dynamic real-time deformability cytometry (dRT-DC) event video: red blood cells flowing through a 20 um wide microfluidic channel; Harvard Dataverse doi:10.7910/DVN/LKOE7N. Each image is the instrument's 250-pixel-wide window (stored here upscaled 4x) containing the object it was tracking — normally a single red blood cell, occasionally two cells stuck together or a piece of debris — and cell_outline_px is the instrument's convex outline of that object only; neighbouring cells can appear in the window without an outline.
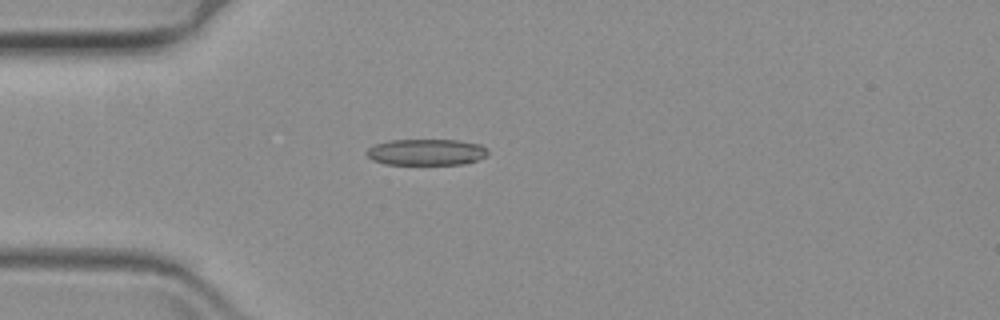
{"species": "common noctule bat (a hibernating species)", "species_latin": "Nyctalus noctula", "temperature_condition": "warm", "stored_images_in_passage": 6, "camera_frame_rate_fps": 3000, "um_per_image_px": 0.085, "animal": {"sex": "female", "body_mass_g": 19.3, "forearm_length_mm": 54.1}, "frame": {"image": 1, "passage_image": 1, "time_ms": 0.0, "image_size_px": [1000, 320], "cell_outline_px": [[488, 152], [484, 156], [476, 160], [464, 164], [384, 164], [372, 160], [364, 152], [368, 148], [376, 144], [392, 140], [460, 140], [480, 144], [488, 148]], "centroid_in_image_um": [36.23, 12.93], "position_along_channel_um": 48.8, "area_um2": 18.55}}